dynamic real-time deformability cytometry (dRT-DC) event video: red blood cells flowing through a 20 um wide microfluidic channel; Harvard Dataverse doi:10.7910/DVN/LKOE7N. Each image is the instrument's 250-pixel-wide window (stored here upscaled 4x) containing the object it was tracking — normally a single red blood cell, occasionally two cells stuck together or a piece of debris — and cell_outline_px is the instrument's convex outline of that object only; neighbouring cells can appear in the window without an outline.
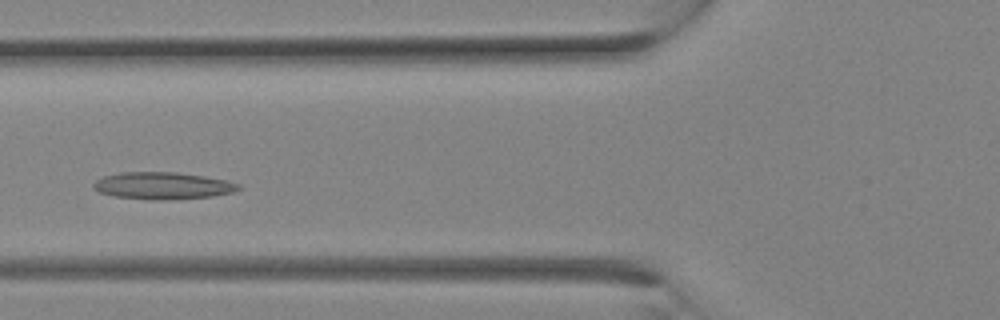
{"species": "Egyptian fruit bat (a non-hibernating species)", "species_latin": "Rousettus aegyptiacus", "temperature_condition": "room temperature", "stored_images_in_passage": 11, "camera_frame_rate_fps": 3000, "um_per_image_px": 0.085, "animal": {"sex": "female"}, "frame": {"image": 1, "passage_image": 8, "time_ms": 2.333, "image_size_px": [1000, 320], "cell_outline_px": [[240, 188], [232, 192], [212, 196], [164, 200], [152, 200], [116, 196], [100, 192], [92, 188], [92, 184], [96, 180], [104, 176], [120, 172], [176, 172], [204, 176], [224, 180], [240, 184]], "centroid_in_image_um": [13.8, 15.78], "position_along_channel_um": 112.0, "area_um2": 22.72}}
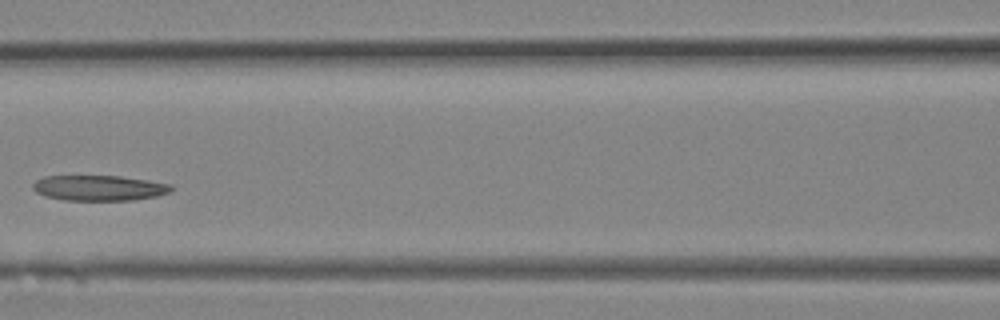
{"frame": {"image": 2, "passage_image": 10, "time_ms": 3.0, "image_size_px": [1000, 320], "cell_outline_px": [[172, 188], [168, 192], [156, 196], [136, 200], [64, 200], [44, 196], [36, 192], [32, 188], [32, 184], [36, 180], [44, 176], [120, 176], [148, 180], [172, 184]], "centroid_in_image_um": [8.4, 15.97], "position_along_channel_um": 158.2, "area_um2": 20.52}}